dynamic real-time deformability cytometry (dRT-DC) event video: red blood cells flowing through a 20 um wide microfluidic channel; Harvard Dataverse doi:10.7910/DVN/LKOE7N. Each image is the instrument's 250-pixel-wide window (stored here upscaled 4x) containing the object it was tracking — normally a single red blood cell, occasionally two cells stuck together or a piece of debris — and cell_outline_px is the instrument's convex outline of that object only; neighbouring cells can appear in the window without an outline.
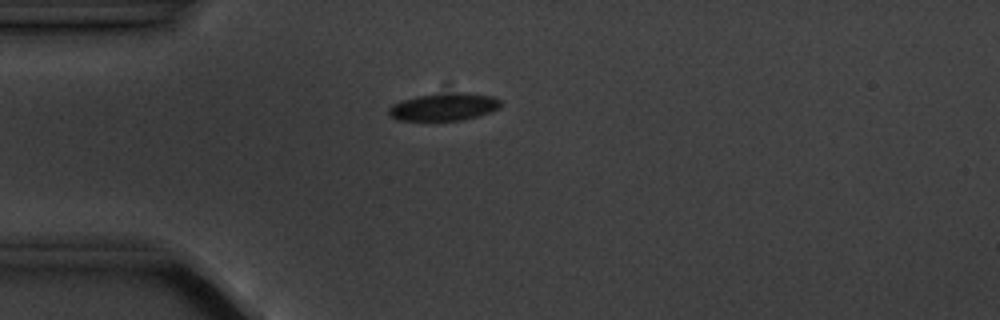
{"species": "common noctule bat (a hibernating species)", "species_latin": "Nyctalus noctula", "temperature_condition": "cold", "stored_images_in_passage": 1, "camera_frame_rate_fps": 3000, "um_per_image_px": 0.085, "animal": {"sex": "male", "body_mass_g": 20.1, "forearm_length_mm": 53.5}, "frame": {"image": 1, "passage_image": 1, "time_ms": 0.0, "image_size_px": [1000, 320], "cell_outline_px": [[500, 108], [492, 112], [480, 116], [460, 120], [396, 120], [388, 116], [388, 108], [392, 104], [400, 100], [416, 96], [456, 92], [468, 92], [492, 96], [500, 100]], "centroid_in_image_um": [37.73, 9.08], "position_along_channel_um": 47.3, "area_um2": 18.21}}